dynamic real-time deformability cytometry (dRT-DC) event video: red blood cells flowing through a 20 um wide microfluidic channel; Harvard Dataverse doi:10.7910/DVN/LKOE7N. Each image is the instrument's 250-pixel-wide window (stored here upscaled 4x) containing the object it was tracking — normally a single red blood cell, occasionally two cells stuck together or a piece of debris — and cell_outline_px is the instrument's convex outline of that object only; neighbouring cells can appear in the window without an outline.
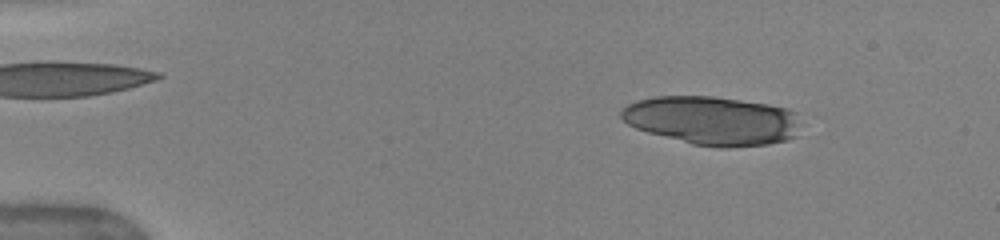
{"species": "human", "species_latin": "Homo sapiens", "temperature_condition": "warm", "stored_images_in_passage": 22, "camera_frame_rate_fps": 3000, "um_per_image_px": 0.085, "donor": {"sex": "female"}, "frame": {"image": 1, "passage_image": 7, "time_ms": 2.0, "image_size_px": [1000, 240], "cell_outline_px": [[804, 124], [800, 136], [788, 140], [768, 144], [728, 148], [720, 148], [692, 144], [648, 132], [636, 128], [628, 124], [620, 116], [620, 112], [628, 104], [636, 100], [656, 96], [712, 96], [768, 104], [788, 108], [796, 112]], "centroid_in_image_um": [60.65, 10.26], "position_along_channel_um": 24.3, "area_um2": 51.79}}